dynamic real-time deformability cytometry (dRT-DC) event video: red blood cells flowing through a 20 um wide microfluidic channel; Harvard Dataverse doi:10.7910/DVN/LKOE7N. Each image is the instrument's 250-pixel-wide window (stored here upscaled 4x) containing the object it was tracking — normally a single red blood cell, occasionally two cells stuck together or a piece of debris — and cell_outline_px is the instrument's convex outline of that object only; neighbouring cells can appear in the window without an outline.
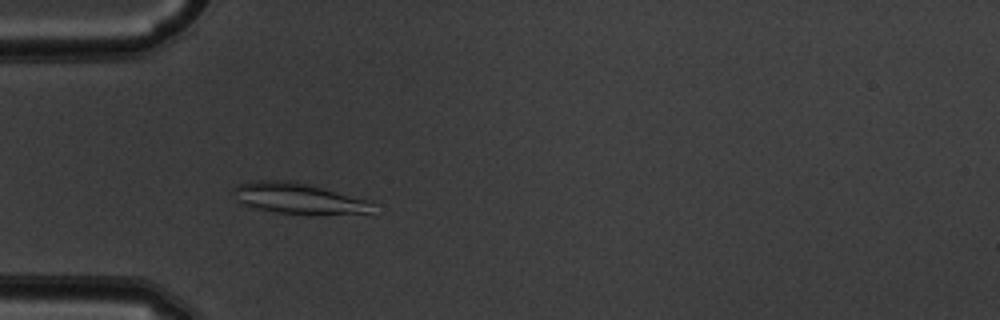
{"species": "common noctule bat (a hibernating species)", "species_latin": "Nyctalus noctula", "temperature_condition": "warm", "stored_images_in_passage": 39, "camera_frame_rate_fps": 3000, "um_per_image_px": 0.085, "animal": {"sex": "male", "body_mass_g": 19.5, "forearm_length_mm": 54.6}, "frame": {"image": 1, "passage_image": 3, "time_ms": 0.667, "image_size_px": [1000, 320], "cell_outline_px": [[372, 200], [368, 212], [276, 212], [252, 208], [236, 200], [232, 188], [240, 184], [256, 180], [288, 180]], "centroid_in_image_um": [25.22, 16.81], "position_along_channel_um": 59.8, "area_um2": 23.76}}
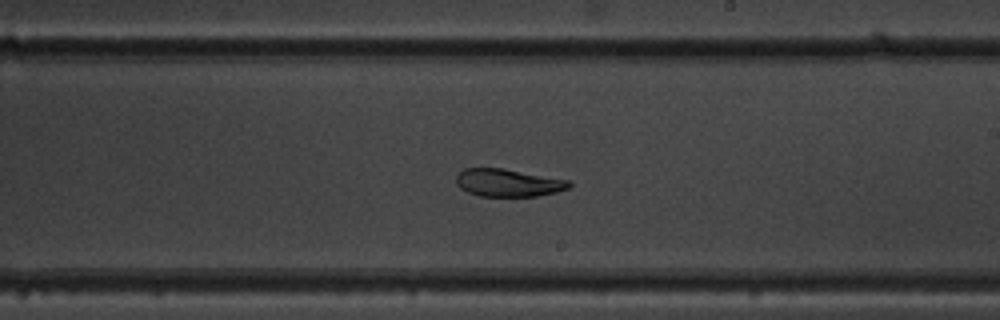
{"frame": {"image": 2, "passage_image": 18, "time_ms": 5.667, "image_size_px": [1000, 320], "cell_outline_px": [[572, 188], [556, 192], [536, 196], [480, 196], [468, 192], [460, 188], [456, 184], [456, 176], [464, 168], [500, 168], [568, 180], [572, 184]], "centroid_in_image_um": [43.19, 15.54], "position_along_channel_um": 245.8, "area_um2": 18.09}}
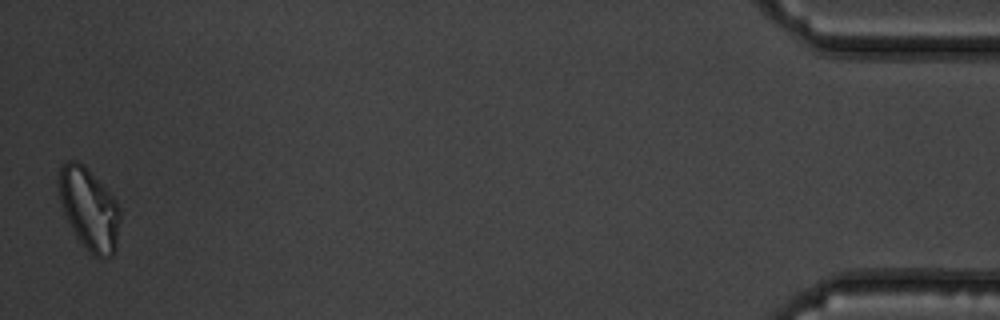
{"frame": {"image": 3, "passage_image": 39, "time_ms": 12.667, "image_size_px": [1000, 320], "cell_outline_px": [[120, 220], [116, 252], [112, 256], [92, 256], [76, 236], [64, 212], [60, 200], [56, 180], [60, 164], [68, 160], [76, 160], [84, 164], [116, 200], [120, 208]], "centroid_in_image_um": [7.56, 17.72], "position_along_channel_um": 427.6, "area_um2": 29.54}, "authors_computed_cell_mechanics": {"area_um2": 20.4612, "velocity_mm_per_s": 3.8298, "shape_relaxation_time_tau1_ms": 8.1133, "shape_relaxation_time_tau2_ms": 4.1069, "deformation_change_tau1": 0.1697, "deformation_change_tau2": 0.067}}